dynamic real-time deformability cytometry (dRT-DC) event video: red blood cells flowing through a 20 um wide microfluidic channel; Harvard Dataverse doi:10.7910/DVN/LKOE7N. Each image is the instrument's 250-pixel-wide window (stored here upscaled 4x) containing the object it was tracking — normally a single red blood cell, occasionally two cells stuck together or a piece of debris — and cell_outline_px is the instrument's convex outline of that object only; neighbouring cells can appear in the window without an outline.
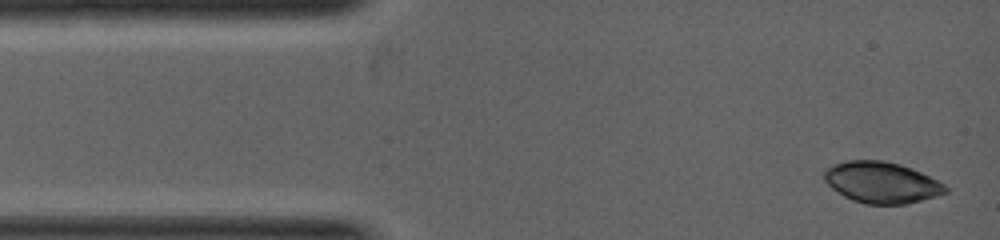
{"species": "common noctule bat (a hibernating species)", "species_latin": "Nyctalus noctula", "temperature_condition": "warm", "stored_images_in_passage": 17, "camera_frame_rate_fps": 5000, "um_per_image_px": 0.085, "animal": {"sex": "female", "body_mass_g": 19.0, "forearm_length_mm": 53.3}, "frame": {"image": 1, "passage_image": 1, "time_ms": 0.0, "image_size_px": [1000, 240], "cell_outline_px": [[948, 192], [904, 204], [868, 204], [852, 200], [844, 196], [832, 188], [824, 180], [824, 168], [832, 164], [848, 160], [884, 160], [900, 164], [912, 168], [944, 184], [948, 188]], "centroid_in_image_um": [74.89, 15.49], "position_along_channel_um": 10.1, "area_um2": 28.96}}
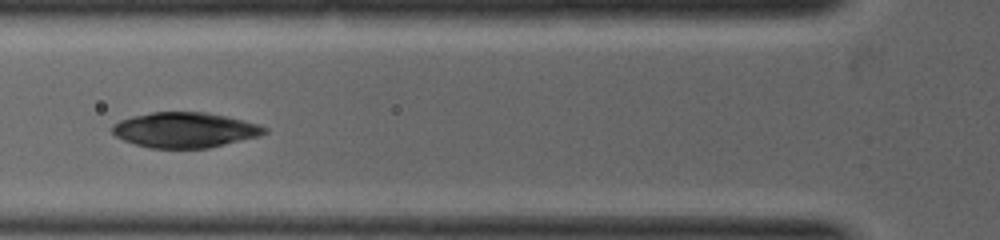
{"frame": {"image": 2, "passage_image": 13, "time_ms": 2.2, "image_size_px": [1000, 240], "cell_outline_px": [[268, 132], [260, 136], [208, 148], [152, 148], [136, 144], [124, 140], [116, 136], [112, 132], [112, 124], [120, 120], [132, 116], [152, 112], [208, 112], [228, 116], [256, 124], [268, 128]], "centroid_in_image_um": [15.72, 11.04], "position_along_channel_um": 110.1, "area_um2": 31.27}}
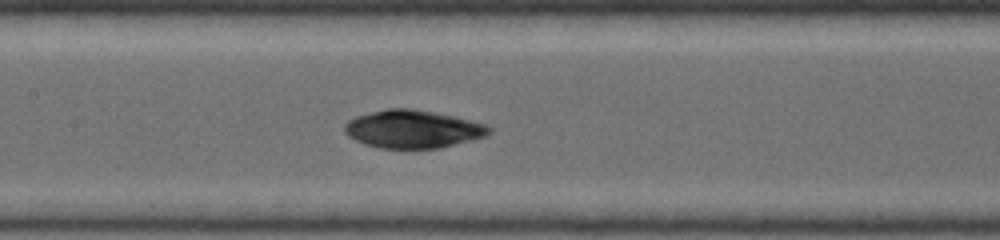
{"frame": {"image": 3, "passage_image": 17, "time_ms": 3.0, "image_size_px": [1000, 240], "cell_outline_px": [[492, 132], [484, 136], [440, 148], [380, 148], [364, 144], [348, 136], [344, 132], [344, 124], [348, 120], [356, 116], [384, 108], [412, 108], [452, 116], [488, 124], [492, 128]], "centroid_in_image_um": [35.06, 10.96], "position_along_channel_um": 172.3, "area_um2": 31.91}}